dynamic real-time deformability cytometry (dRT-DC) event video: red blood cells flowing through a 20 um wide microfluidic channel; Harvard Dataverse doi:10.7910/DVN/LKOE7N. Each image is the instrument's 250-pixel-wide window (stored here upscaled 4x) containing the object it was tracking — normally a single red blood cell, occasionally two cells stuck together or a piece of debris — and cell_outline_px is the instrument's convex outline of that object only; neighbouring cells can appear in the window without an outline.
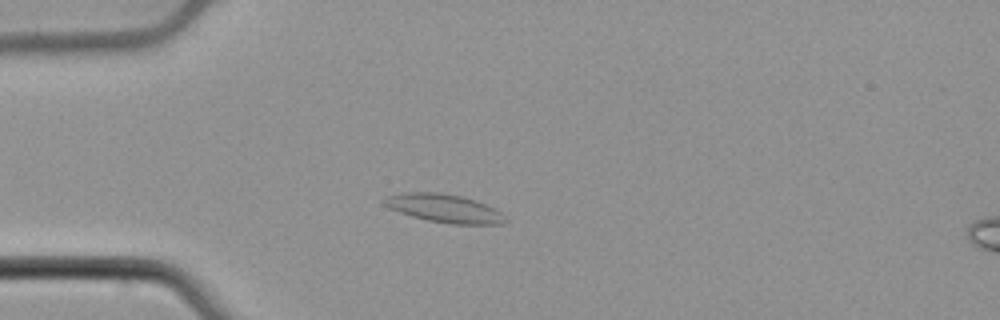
{"species": "common noctule bat (a hibernating species)", "species_latin": "Nyctalus noctula", "temperature_condition": "cold", "stored_images_in_passage": 53, "camera_frame_rate_fps": 3000, "um_per_image_px": 0.085, "animal": {"sex": "male", "body_mass_g": 21.5, "forearm_length_mm": 52.0}, "frame": {"image": 1, "passage_image": 14, "time_ms": 4.333, "image_size_px": [1000, 320], "cell_outline_px": [[508, 220], [500, 224], [452, 224], [428, 220], [412, 216], [388, 208], [380, 200], [388, 196], [404, 192], [440, 192], [460, 196], [496, 208]], "centroid_in_image_um": [37.73, 17.7], "position_along_channel_um": 47.3, "area_um2": 19.83}}
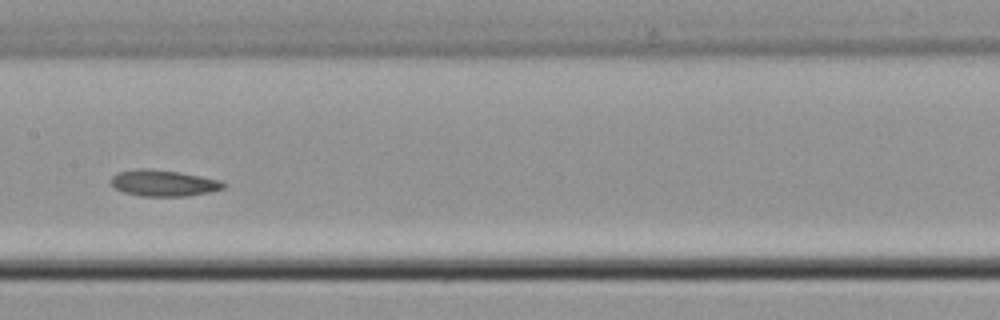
{"frame": {"image": 2, "passage_image": 27, "time_ms": 8.667, "image_size_px": [1000, 320], "cell_outline_px": [[228, 184], [224, 188], [208, 192], [188, 196], [140, 196], [124, 192], [116, 188], [108, 180], [116, 172], [136, 168], [144, 168], [180, 172], [220, 180]], "centroid_in_image_um": [13.87, 15.55], "position_along_channel_um": 193.5, "area_um2": 17.34}}
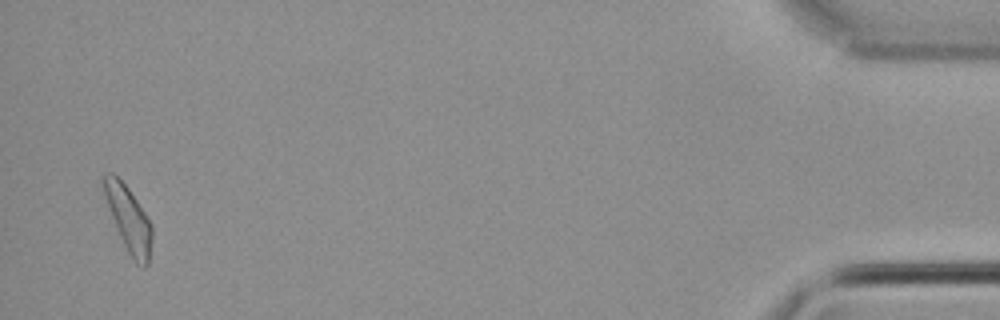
{"frame": {"image": 3, "passage_image": 52, "time_ms": 17.0, "image_size_px": [1000, 320], "cell_outline_px": [[152, 236], [148, 264], [144, 268], [136, 264], [128, 252], [120, 236], [104, 196], [100, 180], [100, 176], [108, 172], [112, 172], [128, 188], [144, 212], [152, 228]], "centroid_in_image_um": [10.89, 18.58], "position_along_channel_um": 424.3, "area_um2": 18.03}, "authors_computed_cell_mechanics": {"area_um2": 17.5134, "velocity_mm_per_s": 3.8241, "shape_relaxation_time_tau1_ms": 2.8154, "shape_relaxation_time_tau2_ms": null, "deformation_change_tau1": 0.0569, "deformation_change_tau2": null}}